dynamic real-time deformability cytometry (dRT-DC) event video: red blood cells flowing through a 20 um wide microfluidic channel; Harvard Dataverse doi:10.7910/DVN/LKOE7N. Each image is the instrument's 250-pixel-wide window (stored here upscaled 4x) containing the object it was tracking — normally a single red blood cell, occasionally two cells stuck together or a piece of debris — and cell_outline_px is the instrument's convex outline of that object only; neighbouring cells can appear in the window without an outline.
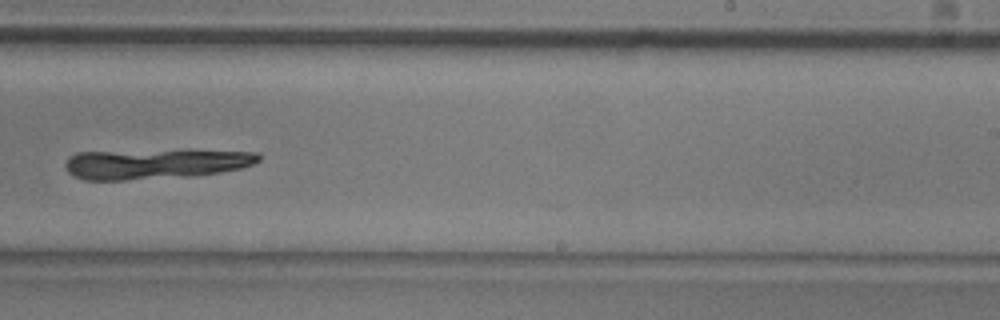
{"species": "common noctule bat (a hibernating species)", "species_latin": "Nyctalus noctula", "temperature_condition": "room temperature", "stored_images_in_passage": 12, "camera_frame_rate_fps": 3000, "um_per_image_px": 0.085, "animal": {"sex": "male", "body_mass_g": 20.5, "forearm_length_mm": 52.5}, "frame": {"image": 1, "passage_image": 7, "time_ms": 7.667, "image_size_px": [1000, 320], "cell_outline_px": [[260, 160], [252, 164], [240, 168], [220, 172], [124, 180], [84, 180], [68, 172], [64, 164], [68, 156], [76, 152], [260, 152]], "centroid_in_image_um": [13.07, 13.94], "position_along_channel_um": 275.9, "area_um2": 32.02}}
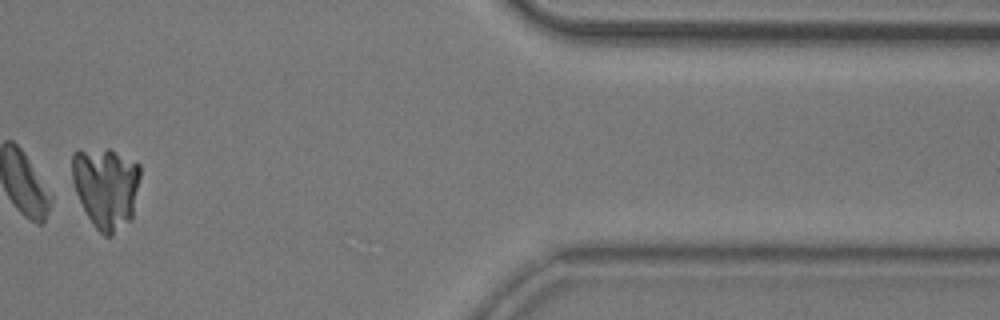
{"frame": {"image": 2, "passage_image": 11, "time_ms": 12.333, "image_size_px": [1000, 320], "cell_outline_px": [[140, 176], [132, 220], [112, 236], [104, 236], [92, 224], [76, 192], [72, 180], [72, 152], [76, 148], [108, 148], [136, 160], [140, 164]], "centroid_in_image_um": [9.01, 15.88], "position_along_channel_um": 402.4, "area_um2": 33.0}}